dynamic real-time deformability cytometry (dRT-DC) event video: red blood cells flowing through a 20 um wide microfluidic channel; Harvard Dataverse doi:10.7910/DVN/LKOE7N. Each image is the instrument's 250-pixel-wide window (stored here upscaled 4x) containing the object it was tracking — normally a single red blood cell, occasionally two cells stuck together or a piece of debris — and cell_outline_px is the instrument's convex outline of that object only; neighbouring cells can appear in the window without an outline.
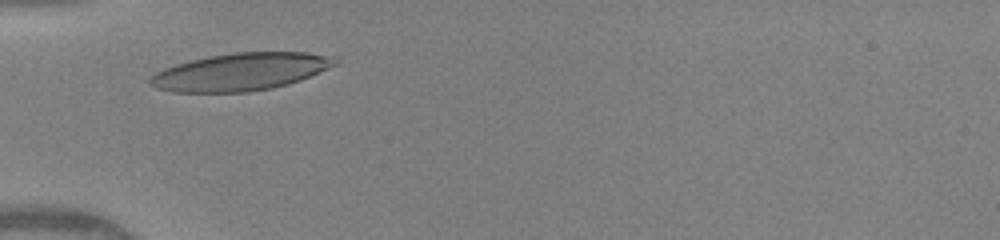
{"species": "human", "species_latin": "Homo sapiens", "temperature_condition": "warm", "stored_images_in_passage": 27, "camera_frame_rate_fps": 3000, "um_per_image_px": 0.085, "donor": {"sex": "female"}, "frame": {"image": 1, "passage_image": 1, "time_ms": 0.0, "image_size_px": [1000, 240], "cell_outline_px": [[340, 64], [300, 80], [288, 84], [272, 88], [248, 92], [172, 92], [156, 88], [148, 84], [148, 80], [156, 72], [164, 68], [176, 64], [192, 60], [232, 52], [308, 52], [336, 56]], "centroid_in_image_um": [20.5, 6.1], "position_along_channel_um": 64.5, "area_um2": 40.63}}
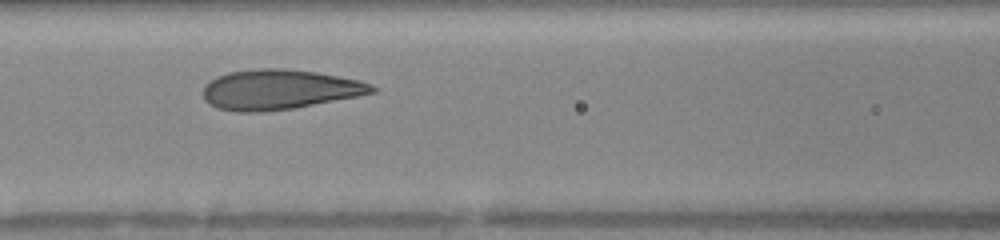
{"frame": {"image": 2, "passage_image": 7, "time_ms": 2.0, "image_size_px": [1000, 240], "cell_outline_px": [[376, 92], [360, 96], [292, 108], [260, 112], [236, 112], [216, 108], [208, 104], [204, 100], [204, 84], [216, 76], [228, 72], [260, 68], [284, 68], [316, 72], [360, 80], [372, 84], [376, 88]], "centroid_in_image_um": [23.73, 7.61], "position_along_channel_um": 142.9, "area_um2": 39.54}}
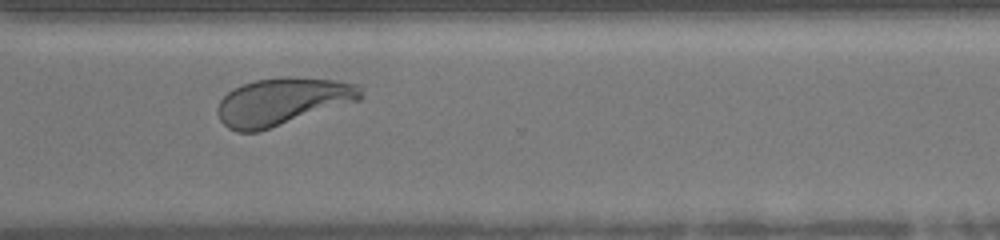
{"frame": {"image": 3, "passage_image": 22, "time_ms": 7.0, "image_size_px": [1000, 240], "cell_outline_px": [[364, 96], [360, 100], [256, 132], [236, 132], [228, 128], [220, 120], [216, 108], [220, 100], [232, 88], [256, 80], [280, 76], [288, 76], [336, 80], [360, 84]], "centroid_in_image_um": [24.01, 8.61], "position_along_channel_um": 346.6, "area_um2": 39.54}, "authors_computed_cell_mechanics": {"area_um2": 39.1884, "velocity_mm_per_s": 4.0823, "shape_relaxation_time_tau1_ms": 2.9326, "shape_relaxation_time_tau2_ms": null, "deformation_change_tau1": 0.1585, "deformation_change_tau2": null}}